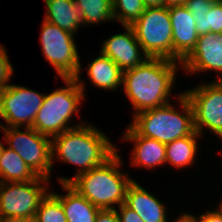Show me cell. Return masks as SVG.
<instances>
[{
	"instance_id": "1",
	"label": "cell",
	"mask_w": 222,
	"mask_h": 222,
	"mask_svg": "<svg viewBox=\"0 0 222 222\" xmlns=\"http://www.w3.org/2000/svg\"><path fill=\"white\" fill-rule=\"evenodd\" d=\"M90 124L84 123L51 138L52 164L56 159L79 168L74 177L59 176L60 184L70 183L79 174L104 164L117 152L110 138Z\"/></svg>"
},
{
	"instance_id": "2",
	"label": "cell",
	"mask_w": 222,
	"mask_h": 222,
	"mask_svg": "<svg viewBox=\"0 0 222 222\" xmlns=\"http://www.w3.org/2000/svg\"><path fill=\"white\" fill-rule=\"evenodd\" d=\"M180 62L148 58L144 63L123 72L122 86L135 110L134 115L170 103Z\"/></svg>"
},
{
	"instance_id": "3",
	"label": "cell",
	"mask_w": 222,
	"mask_h": 222,
	"mask_svg": "<svg viewBox=\"0 0 222 222\" xmlns=\"http://www.w3.org/2000/svg\"><path fill=\"white\" fill-rule=\"evenodd\" d=\"M120 156L117 147V152L104 164L79 174L69 184L100 210L119 207L125 203L127 187L133 181L129 173L120 170Z\"/></svg>"
},
{
	"instance_id": "4",
	"label": "cell",
	"mask_w": 222,
	"mask_h": 222,
	"mask_svg": "<svg viewBox=\"0 0 222 222\" xmlns=\"http://www.w3.org/2000/svg\"><path fill=\"white\" fill-rule=\"evenodd\" d=\"M81 73L75 78H62L65 87L45 94L43 104L38 110L32 128L40 134L52 138L71 128L80 126L84 121L70 126L74 114H79V107L85 99V82ZM84 82V83H83Z\"/></svg>"
},
{
	"instance_id": "5",
	"label": "cell",
	"mask_w": 222,
	"mask_h": 222,
	"mask_svg": "<svg viewBox=\"0 0 222 222\" xmlns=\"http://www.w3.org/2000/svg\"><path fill=\"white\" fill-rule=\"evenodd\" d=\"M176 96L181 111L170 102L133 115L130 126L140 136L164 144L191 135L195 131L192 105L183 92Z\"/></svg>"
},
{
	"instance_id": "6",
	"label": "cell",
	"mask_w": 222,
	"mask_h": 222,
	"mask_svg": "<svg viewBox=\"0 0 222 222\" xmlns=\"http://www.w3.org/2000/svg\"><path fill=\"white\" fill-rule=\"evenodd\" d=\"M131 27L149 58L173 60V33L167 6L146 8Z\"/></svg>"
},
{
	"instance_id": "7",
	"label": "cell",
	"mask_w": 222,
	"mask_h": 222,
	"mask_svg": "<svg viewBox=\"0 0 222 222\" xmlns=\"http://www.w3.org/2000/svg\"><path fill=\"white\" fill-rule=\"evenodd\" d=\"M40 44L44 58L51 64L58 76L75 78L80 74L82 63L74 40V34L43 20Z\"/></svg>"
},
{
	"instance_id": "8",
	"label": "cell",
	"mask_w": 222,
	"mask_h": 222,
	"mask_svg": "<svg viewBox=\"0 0 222 222\" xmlns=\"http://www.w3.org/2000/svg\"><path fill=\"white\" fill-rule=\"evenodd\" d=\"M2 130L8 148L15 151L37 176L50 179L53 169L51 138L32 127H25V131L20 127Z\"/></svg>"
},
{
	"instance_id": "9",
	"label": "cell",
	"mask_w": 222,
	"mask_h": 222,
	"mask_svg": "<svg viewBox=\"0 0 222 222\" xmlns=\"http://www.w3.org/2000/svg\"><path fill=\"white\" fill-rule=\"evenodd\" d=\"M50 182L40 176L29 182H1L0 217H19L33 222L40 202L49 192Z\"/></svg>"
},
{
	"instance_id": "10",
	"label": "cell",
	"mask_w": 222,
	"mask_h": 222,
	"mask_svg": "<svg viewBox=\"0 0 222 222\" xmlns=\"http://www.w3.org/2000/svg\"><path fill=\"white\" fill-rule=\"evenodd\" d=\"M193 108L194 129H204L222 139V81L199 84L183 92Z\"/></svg>"
},
{
	"instance_id": "11",
	"label": "cell",
	"mask_w": 222,
	"mask_h": 222,
	"mask_svg": "<svg viewBox=\"0 0 222 222\" xmlns=\"http://www.w3.org/2000/svg\"><path fill=\"white\" fill-rule=\"evenodd\" d=\"M45 94L25 86L10 84L0 92L1 119L9 127H32Z\"/></svg>"
},
{
	"instance_id": "12",
	"label": "cell",
	"mask_w": 222,
	"mask_h": 222,
	"mask_svg": "<svg viewBox=\"0 0 222 222\" xmlns=\"http://www.w3.org/2000/svg\"><path fill=\"white\" fill-rule=\"evenodd\" d=\"M179 68L189 74L214 71L218 77L215 81H222V33L199 35L196 47Z\"/></svg>"
},
{
	"instance_id": "13",
	"label": "cell",
	"mask_w": 222,
	"mask_h": 222,
	"mask_svg": "<svg viewBox=\"0 0 222 222\" xmlns=\"http://www.w3.org/2000/svg\"><path fill=\"white\" fill-rule=\"evenodd\" d=\"M102 42L101 53L109 57L123 72L144 63L149 57L136 39L131 26Z\"/></svg>"
},
{
	"instance_id": "14",
	"label": "cell",
	"mask_w": 222,
	"mask_h": 222,
	"mask_svg": "<svg viewBox=\"0 0 222 222\" xmlns=\"http://www.w3.org/2000/svg\"><path fill=\"white\" fill-rule=\"evenodd\" d=\"M173 33V60L182 63L194 50L199 34L196 21L185 5L168 8Z\"/></svg>"
},
{
	"instance_id": "15",
	"label": "cell",
	"mask_w": 222,
	"mask_h": 222,
	"mask_svg": "<svg viewBox=\"0 0 222 222\" xmlns=\"http://www.w3.org/2000/svg\"><path fill=\"white\" fill-rule=\"evenodd\" d=\"M123 133L121 137L124 141L134 142L130 155L133 166L150 170L166 165V144L153 138L140 136L130 125Z\"/></svg>"
},
{
	"instance_id": "16",
	"label": "cell",
	"mask_w": 222,
	"mask_h": 222,
	"mask_svg": "<svg viewBox=\"0 0 222 222\" xmlns=\"http://www.w3.org/2000/svg\"><path fill=\"white\" fill-rule=\"evenodd\" d=\"M162 203L134 179L127 187L125 204L144 222H168L167 208Z\"/></svg>"
},
{
	"instance_id": "17",
	"label": "cell",
	"mask_w": 222,
	"mask_h": 222,
	"mask_svg": "<svg viewBox=\"0 0 222 222\" xmlns=\"http://www.w3.org/2000/svg\"><path fill=\"white\" fill-rule=\"evenodd\" d=\"M66 195L52 192L60 201L67 222H95L99 208L95 207L69 183L60 184Z\"/></svg>"
},
{
	"instance_id": "18",
	"label": "cell",
	"mask_w": 222,
	"mask_h": 222,
	"mask_svg": "<svg viewBox=\"0 0 222 222\" xmlns=\"http://www.w3.org/2000/svg\"><path fill=\"white\" fill-rule=\"evenodd\" d=\"M46 12L44 20L61 29L76 34L78 28L83 26L82 13L74 0H44Z\"/></svg>"
},
{
	"instance_id": "19",
	"label": "cell",
	"mask_w": 222,
	"mask_h": 222,
	"mask_svg": "<svg viewBox=\"0 0 222 222\" xmlns=\"http://www.w3.org/2000/svg\"><path fill=\"white\" fill-rule=\"evenodd\" d=\"M87 66V75L93 86L115 91L122 86L123 71L106 55L100 54Z\"/></svg>"
},
{
	"instance_id": "20",
	"label": "cell",
	"mask_w": 222,
	"mask_h": 222,
	"mask_svg": "<svg viewBox=\"0 0 222 222\" xmlns=\"http://www.w3.org/2000/svg\"><path fill=\"white\" fill-rule=\"evenodd\" d=\"M200 134L194 131L191 135L176 139L166 144V165L184 169L193 165L198 152Z\"/></svg>"
},
{
	"instance_id": "21",
	"label": "cell",
	"mask_w": 222,
	"mask_h": 222,
	"mask_svg": "<svg viewBox=\"0 0 222 222\" xmlns=\"http://www.w3.org/2000/svg\"><path fill=\"white\" fill-rule=\"evenodd\" d=\"M37 177L15 151L4 147L0 158V183L29 182Z\"/></svg>"
},
{
	"instance_id": "22",
	"label": "cell",
	"mask_w": 222,
	"mask_h": 222,
	"mask_svg": "<svg viewBox=\"0 0 222 222\" xmlns=\"http://www.w3.org/2000/svg\"><path fill=\"white\" fill-rule=\"evenodd\" d=\"M82 13L83 26L114 21L112 0H74Z\"/></svg>"
},
{
	"instance_id": "23",
	"label": "cell",
	"mask_w": 222,
	"mask_h": 222,
	"mask_svg": "<svg viewBox=\"0 0 222 222\" xmlns=\"http://www.w3.org/2000/svg\"><path fill=\"white\" fill-rule=\"evenodd\" d=\"M114 20L122 26H131L137 21L146 7L142 0H112Z\"/></svg>"
},
{
	"instance_id": "24",
	"label": "cell",
	"mask_w": 222,
	"mask_h": 222,
	"mask_svg": "<svg viewBox=\"0 0 222 222\" xmlns=\"http://www.w3.org/2000/svg\"><path fill=\"white\" fill-rule=\"evenodd\" d=\"M33 222H67L61 201L51 191L40 202Z\"/></svg>"
},
{
	"instance_id": "25",
	"label": "cell",
	"mask_w": 222,
	"mask_h": 222,
	"mask_svg": "<svg viewBox=\"0 0 222 222\" xmlns=\"http://www.w3.org/2000/svg\"><path fill=\"white\" fill-rule=\"evenodd\" d=\"M193 18L199 35L222 33V0H216L206 15H193Z\"/></svg>"
},
{
	"instance_id": "26",
	"label": "cell",
	"mask_w": 222,
	"mask_h": 222,
	"mask_svg": "<svg viewBox=\"0 0 222 222\" xmlns=\"http://www.w3.org/2000/svg\"><path fill=\"white\" fill-rule=\"evenodd\" d=\"M7 54L4 45L0 43V92L11 84L9 81L14 73L13 66Z\"/></svg>"
},
{
	"instance_id": "27",
	"label": "cell",
	"mask_w": 222,
	"mask_h": 222,
	"mask_svg": "<svg viewBox=\"0 0 222 222\" xmlns=\"http://www.w3.org/2000/svg\"><path fill=\"white\" fill-rule=\"evenodd\" d=\"M216 0H188L185 7L192 15L207 14Z\"/></svg>"
},
{
	"instance_id": "28",
	"label": "cell",
	"mask_w": 222,
	"mask_h": 222,
	"mask_svg": "<svg viewBox=\"0 0 222 222\" xmlns=\"http://www.w3.org/2000/svg\"><path fill=\"white\" fill-rule=\"evenodd\" d=\"M115 210L118 214L120 222H144L142 218L125 203L115 208Z\"/></svg>"
},
{
	"instance_id": "29",
	"label": "cell",
	"mask_w": 222,
	"mask_h": 222,
	"mask_svg": "<svg viewBox=\"0 0 222 222\" xmlns=\"http://www.w3.org/2000/svg\"><path fill=\"white\" fill-rule=\"evenodd\" d=\"M197 222H222V211L219 207L208 210L197 217Z\"/></svg>"
},
{
	"instance_id": "30",
	"label": "cell",
	"mask_w": 222,
	"mask_h": 222,
	"mask_svg": "<svg viewBox=\"0 0 222 222\" xmlns=\"http://www.w3.org/2000/svg\"><path fill=\"white\" fill-rule=\"evenodd\" d=\"M95 222H120L115 209L99 210Z\"/></svg>"
},
{
	"instance_id": "31",
	"label": "cell",
	"mask_w": 222,
	"mask_h": 222,
	"mask_svg": "<svg viewBox=\"0 0 222 222\" xmlns=\"http://www.w3.org/2000/svg\"><path fill=\"white\" fill-rule=\"evenodd\" d=\"M173 222H197V216L183 212V214L179 215Z\"/></svg>"
},
{
	"instance_id": "32",
	"label": "cell",
	"mask_w": 222,
	"mask_h": 222,
	"mask_svg": "<svg viewBox=\"0 0 222 222\" xmlns=\"http://www.w3.org/2000/svg\"><path fill=\"white\" fill-rule=\"evenodd\" d=\"M146 8L164 7L166 0H142Z\"/></svg>"
},
{
	"instance_id": "33",
	"label": "cell",
	"mask_w": 222,
	"mask_h": 222,
	"mask_svg": "<svg viewBox=\"0 0 222 222\" xmlns=\"http://www.w3.org/2000/svg\"><path fill=\"white\" fill-rule=\"evenodd\" d=\"M0 222H32V221L19 217H0Z\"/></svg>"
},
{
	"instance_id": "34",
	"label": "cell",
	"mask_w": 222,
	"mask_h": 222,
	"mask_svg": "<svg viewBox=\"0 0 222 222\" xmlns=\"http://www.w3.org/2000/svg\"><path fill=\"white\" fill-rule=\"evenodd\" d=\"M188 0H166V6L172 7V6H179V5H185V3Z\"/></svg>"
},
{
	"instance_id": "35",
	"label": "cell",
	"mask_w": 222,
	"mask_h": 222,
	"mask_svg": "<svg viewBox=\"0 0 222 222\" xmlns=\"http://www.w3.org/2000/svg\"><path fill=\"white\" fill-rule=\"evenodd\" d=\"M4 147H5V145H3V143L0 141V158H1V154H2Z\"/></svg>"
},
{
	"instance_id": "36",
	"label": "cell",
	"mask_w": 222,
	"mask_h": 222,
	"mask_svg": "<svg viewBox=\"0 0 222 222\" xmlns=\"http://www.w3.org/2000/svg\"><path fill=\"white\" fill-rule=\"evenodd\" d=\"M0 118H1V112H0ZM1 123V122H0ZM5 125L0 124V129L2 130Z\"/></svg>"
},
{
	"instance_id": "37",
	"label": "cell",
	"mask_w": 222,
	"mask_h": 222,
	"mask_svg": "<svg viewBox=\"0 0 222 222\" xmlns=\"http://www.w3.org/2000/svg\"><path fill=\"white\" fill-rule=\"evenodd\" d=\"M221 200H222V198H221ZM220 209H221V211H222V201L220 202V204H219V206H218Z\"/></svg>"
}]
</instances>
